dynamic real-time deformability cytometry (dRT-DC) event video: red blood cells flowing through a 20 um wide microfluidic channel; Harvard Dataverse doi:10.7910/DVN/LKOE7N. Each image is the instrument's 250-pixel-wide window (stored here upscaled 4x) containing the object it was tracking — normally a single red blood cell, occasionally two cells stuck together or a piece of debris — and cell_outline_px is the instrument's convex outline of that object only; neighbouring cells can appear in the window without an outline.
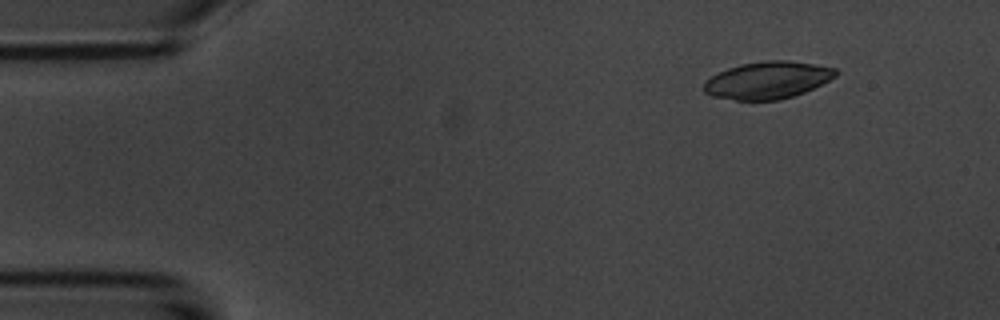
{"species": "common noctule bat (a hibernating species)", "species_latin": "Nyctalus noctula", "temperature_condition": "room temperature", "stored_images_in_passage": 5, "camera_frame_rate_fps": 3000, "um_per_image_px": 0.085, "animal": {"sex": "male", "body_mass_g": 20.1, "forearm_length_mm": 53.5}, "frame": {"image": 1, "passage_image": 1, "time_ms": 0.0, "image_size_px": [1000, 320], "cell_outline_px": [[840, 72], [836, 76], [804, 92], [780, 100], [736, 100], [712, 96], [704, 92], [704, 84], [712, 76], [728, 68], [740, 64], [764, 60], [788, 60], [836, 68]], "centroid_in_image_um": [65.25, 6.81], "position_along_channel_um": 19.7, "area_um2": 28.38}}